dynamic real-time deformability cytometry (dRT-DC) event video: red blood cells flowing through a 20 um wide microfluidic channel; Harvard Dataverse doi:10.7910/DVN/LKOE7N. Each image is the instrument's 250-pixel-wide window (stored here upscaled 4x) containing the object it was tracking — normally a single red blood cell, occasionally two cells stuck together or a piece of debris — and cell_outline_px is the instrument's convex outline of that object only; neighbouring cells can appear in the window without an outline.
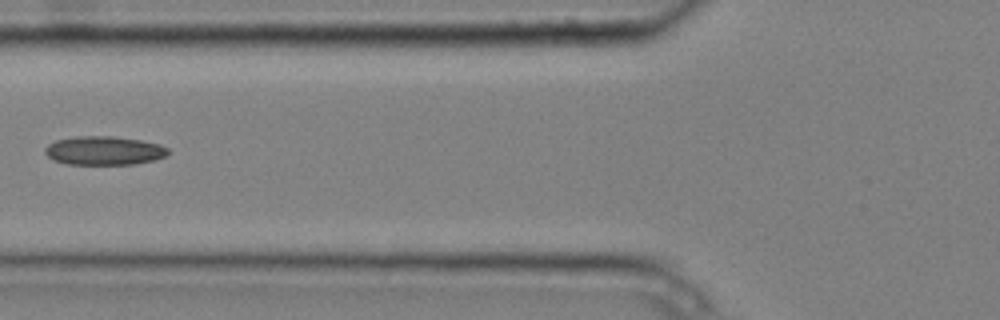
{"species": "common noctule bat (a hibernating species)", "species_latin": "Nyctalus noctula", "temperature_condition": "cold", "stored_images_in_passage": 7, "camera_frame_rate_fps": 3000, "um_per_image_px": 0.085, "animal": {"sex": "male", "body_mass_g": 20.4}, "frame": {"image": 1, "passage_image": 6, "time_ms": 1.667, "image_size_px": [1000, 320], "cell_outline_px": [[168, 152], [164, 156], [152, 160], [132, 164], [68, 164], [52, 160], [44, 152], [44, 148], [48, 144], [56, 140], [76, 136], [112, 136], [140, 140], [160, 144], [168, 148]], "centroid_in_image_um": [8.8, 12.79], "position_along_channel_um": 117.0, "area_um2": 20.52}}
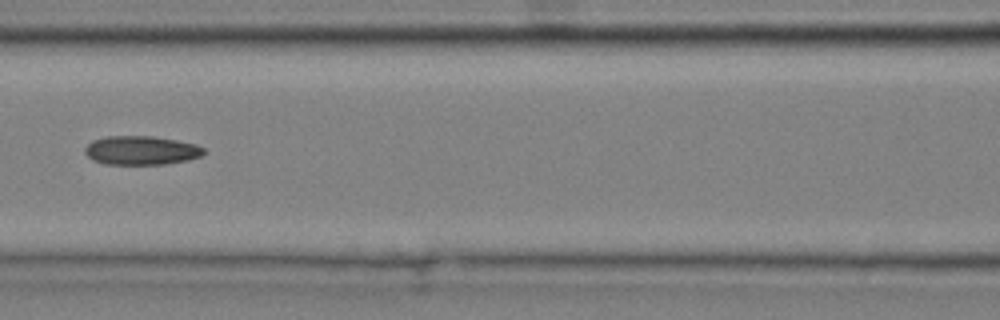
{"frame": {"image": 2, "passage_image": 7, "time_ms": 2.0, "image_size_px": [1000, 320], "cell_outline_px": [[208, 152], [200, 156], [188, 160], [164, 164], [104, 164], [92, 160], [84, 152], [84, 148], [92, 140], [108, 136], [152, 136], [176, 140], [196, 144], [204, 148]], "centroid_in_image_um": [12.01, 12.78], "position_along_channel_um": 154.6, "area_um2": 20.11}}